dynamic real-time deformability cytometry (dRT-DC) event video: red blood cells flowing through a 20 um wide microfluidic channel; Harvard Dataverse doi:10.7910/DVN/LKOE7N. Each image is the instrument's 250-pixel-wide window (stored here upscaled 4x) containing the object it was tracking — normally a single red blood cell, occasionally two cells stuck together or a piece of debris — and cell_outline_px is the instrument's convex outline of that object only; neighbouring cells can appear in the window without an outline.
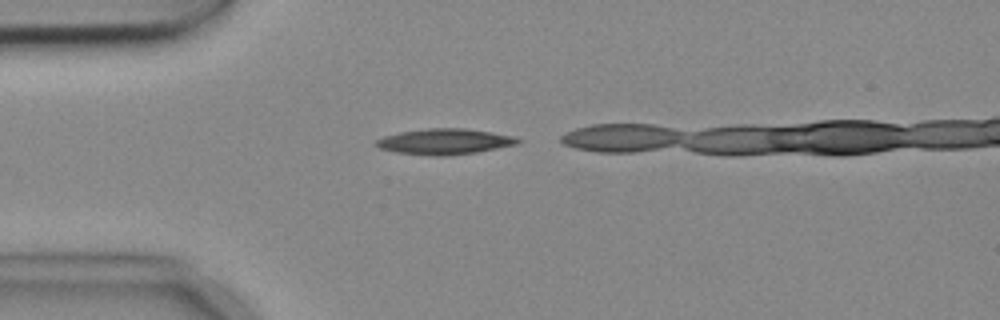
{"species": "common noctule bat (a hibernating species)", "species_latin": "Nyctalus noctula", "temperature_condition": "cold", "stored_images_in_passage": 5, "camera_frame_rate_fps": 3000, "um_per_image_px": 0.085, "animal": {"sex": "female", "body_mass_g": 18.4}, "frame": {"image": 1, "passage_image": 1, "time_ms": 0.0, "image_size_px": [1000, 320], "cell_outline_px": [[524, 140], [520, 144], [476, 152], [444, 156], [432, 156], [396, 152], [380, 148], [372, 144], [376, 140], [384, 136], [400, 132], [428, 128], [464, 128], [492, 132], [516, 136]], "centroid_in_image_um": [37.84, 12.03], "position_along_channel_um": 47.2, "area_um2": 21.44}}